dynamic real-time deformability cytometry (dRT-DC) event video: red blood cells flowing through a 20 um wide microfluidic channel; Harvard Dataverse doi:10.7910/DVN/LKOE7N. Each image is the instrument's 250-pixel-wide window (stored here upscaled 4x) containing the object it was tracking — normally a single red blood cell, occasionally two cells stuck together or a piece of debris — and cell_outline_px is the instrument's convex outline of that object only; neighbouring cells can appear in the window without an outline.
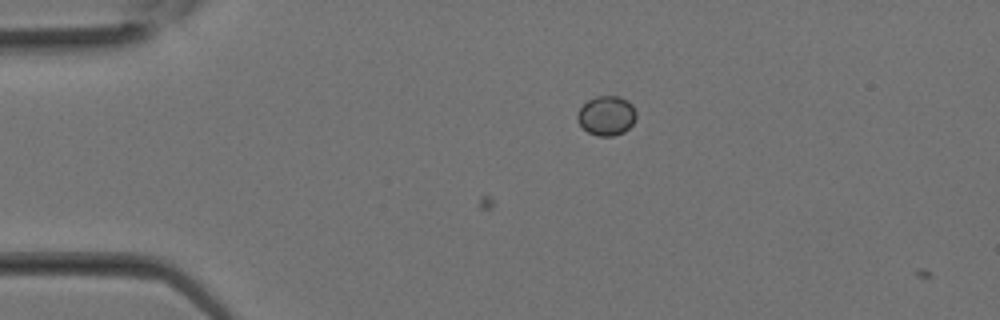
{"species": "Egyptian fruit bat (a non-hibernating species)", "species_latin": "Rousettus aegyptiacus", "temperature_condition": "room temperature", "stored_images_in_passage": 2, "camera_frame_rate_fps": 3000, "um_per_image_px": 0.085, "animal": {"sex": "female"}, "frame": {"image": 1, "passage_image": 1, "time_ms": 0.0, "image_size_px": [1000, 320], "cell_outline_px": [[636, 120], [624, 132], [612, 136], [596, 136], [588, 132], [576, 120], [576, 116], [580, 108], [588, 100], [596, 96], [620, 96], [628, 100], [632, 104], [636, 112]], "centroid_in_image_um": [51.56, 9.82], "position_along_channel_um": 33.4, "area_um2": 13.64}}